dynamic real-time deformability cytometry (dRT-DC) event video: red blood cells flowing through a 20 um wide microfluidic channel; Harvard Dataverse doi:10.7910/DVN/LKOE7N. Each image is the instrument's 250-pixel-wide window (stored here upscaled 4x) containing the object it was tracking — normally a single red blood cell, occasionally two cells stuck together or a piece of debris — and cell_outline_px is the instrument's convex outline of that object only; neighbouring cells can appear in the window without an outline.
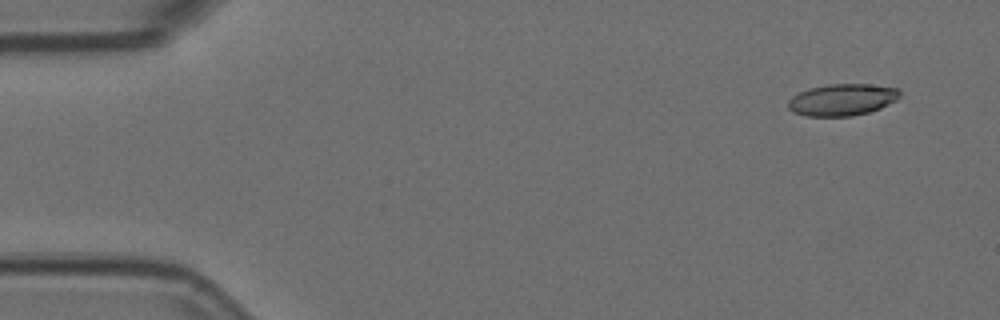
{"species": "Egyptian fruit bat (a non-hibernating species)", "species_latin": "Rousettus aegyptiacus", "temperature_condition": "room temperature", "stored_images_in_passage": 5, "camera_frame_rate_fps": 3000, "um_per_image_px": 0.085, "animal": {"sex": "female"}, "frame": {"image": 1, "passage_image": 1, "time_ms": 0.0, "image_size_px": [1000, 320], "cell_outline_px": [[900, 96], [896, 100], [880, 108], [868, 112], [852, 116], [804, 116], [792, 112], [788, 108], [788, 100], [792, 96], [808, 88], [828, 84], [868, 84], [900, 88]], "centroid_in_image_um": [71.57, 8.47], "position_along_channel_um": 13.4, "area_um2": 20.81}}
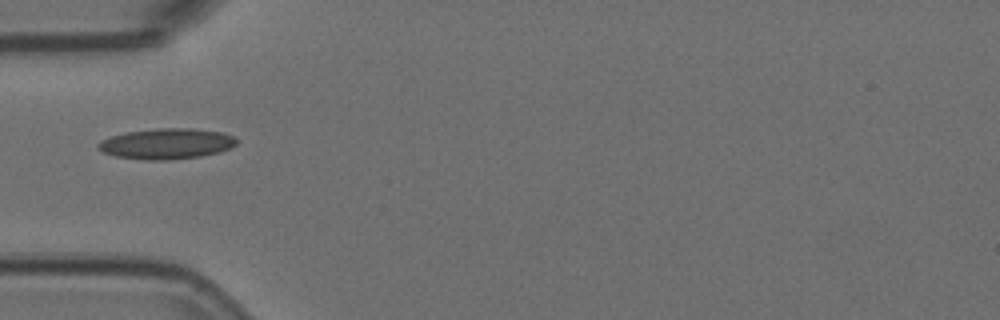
{"frame": {"image": 2, "passage_image": 5, "time_ms": 1.333, "image_size_px": [1000, 320], "cell_outline_px": [[236, 144], [220, 152], [200, 156], [168, 160], [144, 160], [116, 156], [104, 152], [96, 148], [96, 144], [100, 140], [112, 136], [128, 132], [156, 128], [192, 128], [220, 132], [236, 136]], "centroid_in_image_um": [14.14, 12.21], "position_along_channel_um": 70.9, "area_um2": 24.68}}